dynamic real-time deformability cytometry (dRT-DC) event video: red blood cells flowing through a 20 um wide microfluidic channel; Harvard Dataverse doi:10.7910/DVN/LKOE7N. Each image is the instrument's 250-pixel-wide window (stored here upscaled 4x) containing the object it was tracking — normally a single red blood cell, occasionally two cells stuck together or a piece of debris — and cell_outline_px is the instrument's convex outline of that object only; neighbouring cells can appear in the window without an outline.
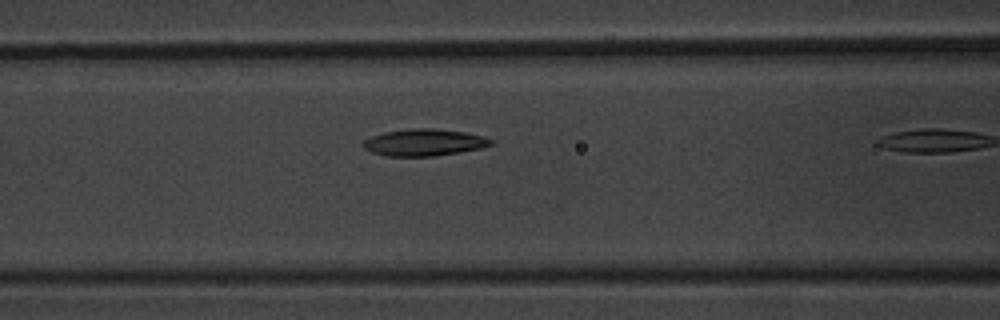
{"species": "common noctule bat (a hibernating species)", "species_latin": "Nyctalus noctula", "temperature_condition": "warm", "stored_images_in_passage": 5, "camera_frame_rate_fps": 3000, "um_per_image_px": 0.085, "animal": {"sex": "male", "body_mass_g": 20.1, "forearm_length_mm": 53.5}, "frame": {"image": 1, "passage_image": 5, "time_ms": 4.667, "image_size_px": [1000, 320], "cell_outline_px": [[492, 144], [480, 148], [460, 152], [432, 156], [384, 156], [372, 152], [364, 148], [360, 144], [364, 140], [372, 136], [384, 132], [412, 128], [432, 128], [464, 132], [484, 136], [492, 140]], "centroid_in_image_um": [36.01, 12.11], "position_along_channel_um": 130.6, "area_um2": 19.94}}